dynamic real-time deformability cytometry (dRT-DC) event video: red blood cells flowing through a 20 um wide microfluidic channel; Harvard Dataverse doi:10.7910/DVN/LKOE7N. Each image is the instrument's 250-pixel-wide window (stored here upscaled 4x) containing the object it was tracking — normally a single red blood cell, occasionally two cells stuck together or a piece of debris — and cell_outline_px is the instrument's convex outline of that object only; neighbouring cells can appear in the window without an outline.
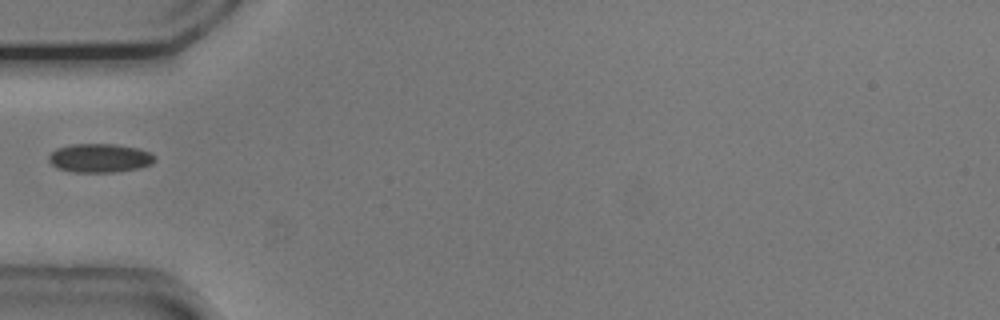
{"species": "common noctule bat (a hibernating species)", "species_latin": "Nyctalus noctula", "temperature_condition": "cold", "stored_images_in_passage": 37, "camera_frame_rate_fps": 3000, "um_per_image_px": 0.085, "animal": {"sex": "male", "body_mass_g": 20.5, "forearm_length_mm": 52.5}, "frame": {"image": 1, "passage_image": 1, "time_ms": 0.0, "image_size_px": [1000, 320], "cell_outline_px": [[156, 160], [152, 164], [140, 168], [112, 172], [72, 172], [56, 168], [48, 160], [48, 156], [56, 148], [72, 144], [116, 144], [140, 148], [156, 156]], "centroid_in_image_um": [8.49, 13.43], "position_along_channel_um": 76.5, "area_um2": 17.98}}
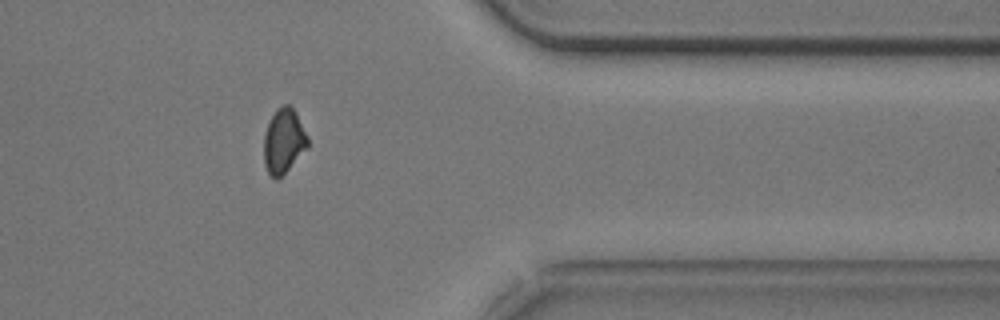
{"frame": {"image": 2, "passage_image": 27, "time_ms": 8.667, "image_size_px": [1000, 320], "cell_outline_px": [[308, 148], [276, 180], [268, 172], [264, 164], [264, 132], [276, 108], [284, 104], [288, 104], [296, 112], [308, 136]], "centroid_in_image_um": [24.11, 11.96], "position_along_channel_um": 387.3, "area_um2": 16.42}}
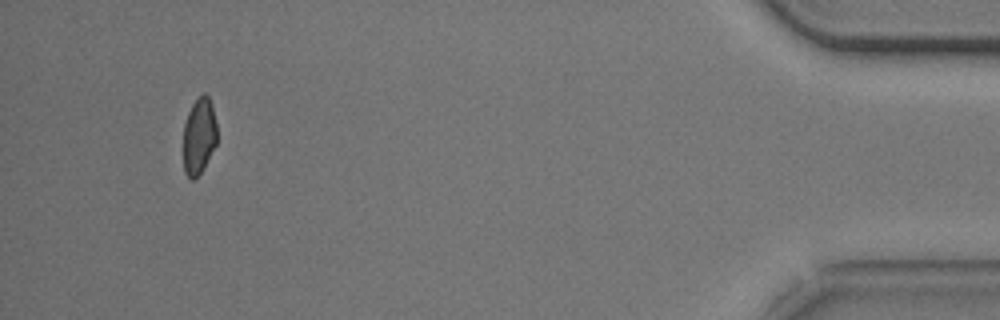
{"frame": {"image": 3, "passage_image": 34, "time_ms": 11.0, "image_size_px": [1000, 320], "cell_outline_px": [[216, 144], [200, 172], [192, 180], [184, 172], [184, 124], [188, 112], [192, 104], [204, 92], [208, 96], [212, 104], [216, 124]], "centroid_in_image_um": [16.91, 11.52], "position_along_channel_um": 418.3, "area_um2": 14.68}}